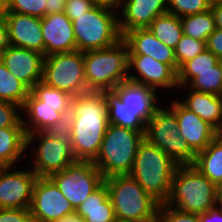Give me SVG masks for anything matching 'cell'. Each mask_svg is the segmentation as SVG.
I'll return each mask as SVG.
<instances>
[{
	"label": "cell",
	"mask_w": 222,
	"mask_h": 222,
	"mask_svg": "<svg viewBox=\"0 0 222 222\" xmlns=\"http://www.w3.org/2000/svg\"><path fill=\"white\" fill-rule=\"evenodd\" d=\"M20 113V106L0 100V128L24 127L22 123V114Z\"/></svg>",
	"instance_id": "74e56055"
},
{
	"label": "cell",
	"mask_w": 222,
	"mask_h": 222,
	"mask_svg": "<svg viewBox=\"0 0 222 222\" xmlns=\"http://www.w3.org/2000/svg\"><path fill=\"white\" fill-rule=\"evenodd\" d=\"M220 97H221V100H222V94L220 95ZM218 135H222V119H221V128L218 131Z\"/></svg>",
	"instance_id": "f5cc1de1"
},
{
	"label": "cell",
	"mask_w": 222,
	"mask_h": 222,
	"mask_svg": "<svg viewBox=\"0 0 222 222\" xmlns=\"http://www.w3.org/2000/svg\"><path fill=\"white\" fill-rule=\"evenodd\" d=\"M186 86L199 92L220 96L222 94V61L220 60L212 71L194 72V78Z\"/></svg>",
	"instance_id": "4dcf8cb0"
},
{
	"label": "cell",
	"mask_w": 222,
	"mask_h": 222,
	"mask_svg": "<svg viewBox=\"0 0 222 222\" xmlns=\"http://www.w3.org/2000/svg\"><path fill=\"white\" fill-rule=\"evenodd\" d=\"M30 89L9 72L0 59V100L14 103L22 108Z\"/></svg>",
	"instance_id": "f1b7e54d"
},
{
	"label": "cell",
	"mask_w": 222,
	"mask_h": 222,
	"mask_svg": "<svg viewBox=\"0 0 222 222\" xmlns=\"http://www.w3.org/2000/svg\"><path fill=\"white\" fill-rule=\"evenodd\" d=\"M24 127L0 128V167L15 166L26 160Z\"/></svg>",
	"instance_id": "d4e9b609"
},
{
	"label": "cell",
	"mask_w": 222,
	"mask_h": 222,
	"mask_svg": "<svg viewBox=\"0 0 222 222\" xmlns=\"http://www.w3.org/2000/svg\"><path fill=\"white\" fill-rule=\"evenodd\" d=\"M122 38L128 44V55H149L168 64L177 73L174 49L157 39L148 28L131 30Z\"/></svg>",
	"instance_id": "44dd1931"
},
{
	"label": "cell",
	"mask_w": 222,
	"mask_h": 222,
	"mask_svg": "<svg viewBox=\"0 0 222 222\" xmlns=\"http://www.w3.org/2000/svg\"><path fill=\"white\" fill-rule=\"evenodd\" d=\"M75 212L85 222H117L105 182L94 190Z\"/></svg>",
	"instance_id": "cb8c5ba5"
},
{
	"label": "cell",
	"mask_w": 222,
	"mask_h": 222,
	"mask_svg": "<svg viewBox=\"0 0 222 222\" xmlns=\"http://www.w3.org/2000/svg\"><path fill=\"white\" fill-rule=\"evenodd\" d=\"M168 107L175 113L179 135L197 154L204 150L217 136V130L186 108L179 99L171 100Z\"/></svg>",
	"instance_id": "2e32d148"
},
{
	"label": "cell",
	"mask_w": 222,
	"mask_h": 222,
	"mask_svg": "<svg viewBox=\"0 0 222 222\" xmlns=\"http://www.w3.org/2000/svg\"><path fill=\"white\" fill-rule=\"evenodd\" d=\"M179 165L165 152L144 139L138 147L129 175L160 204L167 201Z\"/></svg>",
	"instance_id": "7a4b0ae2"
},
{
	"label": "cell",
	"mask_w": 222,
	"mask_h": 222,
	"mask_svg": "<svg viewBox=\"0 0 222 222\" xmlns=\"http://www.w3.org/2000/svg\"><path fill=\"white\" fill-rule=\"evenodd\" d=\"M192 166L216 186L222 182V135L196 154Z\"/></svg>",
	"instance_id": "484cf974"
},
{
	"label": "cell",
	"mask_w": 222,
	"mask_h": 222,
	"mask_svg": "<svg viewBox=\"0 0 222 222\" xmlns=\"http://www.w3.org/2000/svg\"><path fill=\"white\" fill-rule=\"evenodd\" d=\"M71 107L75 112L71 148L77 161L93 162L109 125L106 91H88L73 96Z\"/></svg>",
	"instance_id": "6da1fadb"
},
{
	"label": "cell",
	"mask_w": 222,
	"mask_h": 222,
	"mask_svg": "<svg viewBox=\"0 0 222 222\" xmlns=\"http://www.w3.org/2000/svg\"><path fill=\"white\" fill-rule=\"evenodd\" d=\"M220 61L211 51L205 49L193 59L185 62L177 72V83L186 86L193 78L194 72L212 71L213 67Z\"/></svg>",
	"instance_id": "f546056e"
},
{
	"label": "cell",
	"mask_w": 222,
	"mask_h": 222,
	"mask_svg": "<svg viewBox=\"0 0 222 222\" xmlns=\"http://www.w3.org/2000/svg\"><path fill=\"white\" fill-rule=\"evenodd\" d=\"M44 56L77 50L72 21L62 13L46 14L41 18Z\"/></svg>",
	"instance_id": "d6986e66"
},
{
	"label": "cell",
	"mask_w": 222,
	"mask_h": 222,
	"mask_svg": "<svg viewBox=\"0 0 222 222\" xmlns=\"http://www.w3.org/2000/svg\"><path fill=\"white\" fill-rule=\"evenodd\" d=\"M207 49L222 61V29L216 28L208 37Z\"/></svg>",
	"instance_id": "b9f144b4"
},
{
	"label": "cell",
	"mask_w": 222,
	"mask_h": 222,
	"mask_svg": "<svg viewBox=\"0 0 222 222\" xmlns=\"http://www.w3.org/2000/svg\"><path fill=\"white\" fill-rule=\"evenodd\" d=\"M71 106L40 105V100L30 91L22 108V123L27 134L46 131L56 124L60 113Z\"/></svg>",
	"instance_id": "7402d4cb"
},
{
	"label": "cell",
	"mask_w": 222,
	"mask_h": 222,
	"mask_svg": "<svg viewBox=\"0 0 222 222\" xmlns=\"http://www.w3.org/2000/svg\"><path fill=\"white\" fill-rule=\"evenodd\" d=\"M217 186L192 165H179L166 205L186 213L201 214L216 206Z\"/></svg>",
	"instance_id": "5b68a950"
},
{
	"label": "cell",
	"mask_w": 222,
	"mask_h": 222,
	"mask_svg": "<svg viewBox=\"0 0 222 222\" xmlns=\"http://www.w3.org/2000/svg\"><path fill=\"white\" fill-rule=\"evenodd\" d=\"M29 149V154L26 152V159L28 162L32 161L31 169L38 177H49L77 161L71 143L51 137L45 131L26 135V151Z\"/></svg>",
	"instance_id": "9c48e42d"
},
{
	"label": "cell",
	"mask_w": 222,
	"mask_h": 222,
	"mask_svg": "<svg viewBox=\"0 0 222 222\" xmlns=\"http://www.w3.org/2000/svg\"><path fill=\"white\" fill-rule=\"evenodd\" d=\"M153 89L126 81L113 91H106L108 110H128L137 112L146 122L163 103Z\"/></svg>",
	"instance_id": "4fadbf2b"
},
{
	"label": "cell",
	"mask_w": 222,
	"mask_h": 222,
	"mask_svg": "<svg viewBox=\"0 0 222 222\" xmlns=\"http://www.w3.org/2000/svg\"><path fill=\"white\" fill-rule=\"evenodd\" d=\"M165 106L162 103L148 120L144 139L165 152L178 165H192L196 153L179 135L175 113L166 104Z\"/></svg>",
	"instance_id": "ba28073f"
},
{
	"label": "cell",
	"mask_w": 222,
	"mask_h": 222,
	"mask_svg": "<svg viewBox=\"0 0 222 222\" xmlns=\"http://www.w3.org/2000/svg\"><path fill=\"white\" fill-rule=\"evenodd\" d=\"M30 91L40 100V105L71 106L72 97L69 93L38 82Z\"/></svg>",
	"instance_id": "1f68e13d"
},
{
	"label": "cell",
	"mask_w": 222,
	"mask_h": 222,
	"mask_svg": "<svg viewBox=\"0 0 222 222\" xmlns=\"http://www.w3.org/2000/svg\"><path fill=\"white\" fill-rule=\"evenodd\" d=\"M6 12V0H0V18L5 16Z\"/></svg>",
	"instance_id": "f907efd6"
},
{
	"label": "cell",
	"mask_w": 222,
	"mask_h": 222,
	"mask_svg": "<svg viewBox=\"0 0 222 222\" xmlns=\"http://www.w3.org/2000/svg\"><path fill=\"white\" fill-rule=\"evenodd\" d=\"M216 207L222 211V182L217 185L216 189Z\"/></svg>",
	"instance_id": "681fc988"
},
{
	"label": "cell",
	"mask_w": 222,
	"mask_h": 222,
	"mask_svg": "<svg viewBox=\"0 0 222 222\" xmlns=\"http://www.w3.org/2000/svg\"><path fill=\"white\" fill-rule=\"evenodd\" d=\"M183 34L198 41L207 42L210 34L216 29L211 9L193 15L181 17Z\"/></svg>",
	"instance_id": "83f0119b"
},
{
	"label": "cell",
	"mask_w": 222,
	"mask_h": 222,
	"mask_svg": "<svg viewBox=\"0 0 222 222\" xmlns=\"http://www.w3.org/2000/svg\"><path fill=\"white\" fill-rule=\"evenodd\" d=\"M77 50L85 52L110 47L122 39L118 10L96 5L72 20Z\"/></svg>",
	"instance_id": "52a82bcc"
},
{
	"label": "cell",
	"mask_w": 222,
	"mask_h": 222,
	"mask_svg": "<svg viewBox=\"0 0 222 222\" xmlns=\"http://www.w3.org/2000/svg\"><path fill=\"white\" fill-rule=\"evenodd\" d=\"M45 3V15L62 13L65 9L66 0H46Z\"/></svg>",
	"instance_id": "ee69618b"
},
{
	"label": "cell",
	"mask_w": 222,
	"mask_h": 222,
	"mask_svg": "<svg viewBox=\"0 0 222 222\" xmlns=\"http://www.w3.org/2000/svg\"><path fill=\"white\" fill-rule=\"evenodd\" d=\"M168 12L167 0H123L118 9L122 37L134 29L148 28L159 15Z\"/></svg>",
	"instance_id": "ac0fdd59"
},
{
	"label": "cell",
	"mask_w": 222,
	"mask_h": 222,
	"mask_svg": "<svg viewBox=\"0 0 222 222\" xmlns=\"http://www.w3.org/2000/svg\"><path fill=\"white\" fill-rule=\"evenodd\" d=\"M49 178L75 211L104 182L101 172L91 161H76L65 170L51 174Z\"/></svg>",
	"instance_id": "8fae6325"
},
{
	"label": "cell",
	"mask_w": 222,
	"mask_h": 222,
	"mask_svg": "<svg viewBox=\"0 0 222 222\" xmlns=\"http://www.w3.org/2000/svg\"><path fill=\"white\" fill-rule=\"evenodd\" d=\"M214 16L215 27L222 29V3H215L210 6Z\"/></svg>",
	"instance_id": "bcb514c9"
},
{
	"label": "cell",
	"mask_w": 222,
	"mask_h": 222,
	"mask_svg": "<svg viewBox=\"0 0 222 222\" xmlns=\"http://www.w3.org/2000/svg\"><path fill=\"white\" fill-rule=\"evenodd\" d=\"M205 49H207L205 41H198L183 34L174 48L175 59L177 62V72L185 62L193 59Z\"/></svg>",
	"instance_id": "d6a6232c"
},
{
	"label": "cell",
	"mask_w": 222,
	"mask_h": 222,
	"mask_svg": "<svg viewBox=\"0 0 222 222\" xmlns=\"http://www.w3.org/2000/svg\"><path fill=\"white\" fill-rule=\"evenodd\" d=\"M158 219L159 222H199V214L186 213L163 203L159 207Z\"/></svg>",
	"instance_id": "f35d334b"
},
{
	"label": "cell",
	"mask_w": 222,
	"mask_h": 222,
	"mask_svg": "<svg viewBox=\"0 0 222 222\" xmlns=\"http://www.w3.org/2000/svg\"><path fill=\"white\" fill-rule=\"evenodd\" d=\"M128 81L156 92L161 88L178 89L177 73L168 64L149 55H128Z\"/></svg>",
	"instance_id": "9a60e30c"
},
{
	"label": "cell",
	"mask_w": 222,
	"mask_h": 222,
	"mask_svg": "<svg viewBox=\"0 0 222 222\" xmlns=\"http://www.w3.org/2000/svg\"><path fill=\"white\" fill-rule=\"evenodd\" d=\"M129 48L122 38L116 44L84 52V72L89 91H113L128 81Z\"/></svg>",
	"instance_id": "3957f363"
},
{
	"label": "cell",
	"mask_w": 222,
	"mask_h": 222,
	"mask_svg": "<svg viewBox=\"0 0 222 222\" xmlns=\"http://www.w3.org/2000/svg\"><path fill=\"white\" fill-rule=\"evenodd\" d=\"M0 222H34L29 209H0Z\"/></svg>",
	"instance_id": "60d3db41"
},
{
	"label": "cell",
	"mask_w": 222,
	"mask_h": 222,
	"mask_svg": "<svg viewBox=\"0 0 222 222\" xmlns=\"http://www.w3.org/2000/svg\"><path fill=\"white\" fill-rule=\"evenodd\" d=\"M96 4L91 0H67L64 13L72 21L75 16H81L94 8Z\"/></svg>",
	"instance_id": "ab89813d"
},
{
	"label": "cell",
	"mask_w": 222,
	"mask_h": 222,
	"mask_svg": "<svg viewBox=\"0 0 222 222\" xmlns=\"http://www.w3.org/2000/svg\"><path fill=\"white\" fill-rule=\"evenodd\" d=\"M29 210L34 222H54L75 213L71 203L49 177H38Z\"/></svg>",
	"instance_id": "5bb4252c"
},
{
	"label": "cell",
	"mask_w": 222,
	"mask_h": 222,
	"mask_svg": "<svg viewBox=\"0 0 222 222\" xmlns=\"http://www.w3.org/2000/svg\"><path fill=\"white\" fill-rule=\"evenodd\" d=\"M42 82L71 96L86 93L84 52L79 50L44 57Z\"/></svg>",
	"instance_id": "30bf717a"
},
{
	"label": "cell",
	"mask_w": 222,
	"mask_h": 222,
	"mask_svg": "<svg viewBox=\"0 0 222 222\" xmlns=\"http://www.w3.org/2000/svg\"><path fill=\"white\" fill-rule=\"evenodd\" d=\"M117 222H145L158 219L160 203L129 174L104 179Z\"/></svg>",
	"instance_id": "277c9868"
},
{
	"label": "cell",
	"mask_w": 222,
	"mask_h": 222,
	"mask_svg": "<svg viewBox=\"0 0 222 222\" xmlns=\"http://www.w3.org/2000/svg\"><path fill=\"white\" fill-rule=\"evenodd\" d=\"M75 121V112L70 107L60 113V118L56 124L49 127L45 132L51 137L58 138L61 141L71 143L72 127Z\"/></svg>",
	"instance_id": "e575fe53"
},
{
	"label": "cell",
	"mask_w": 222,
	"mask_h": 222,
	"mask_svg": "<svg viewBox=\"0 0 222 222\" xmlns=\"http://www.w3.org/2000/svg\"><path fill=\"white\" fill-rule=\"evenodd\" d=\"M9 47L8 27L5 18H0V56Z\"/></svg>",
	"instance_id": "f6af8a7d"
},
{
	"label": "cell",
	"mask_w": 222,
	"mask_h": 222,
	"mask_svg": "<svg viewBox=\"0 0 222 222\" xmlns=\"http://www.w3.org/2000/svg\"><path fill=\"white\" fill-rule=\"evenodd\" d=\"M208 2L212 5L215 3H222V0H208Z\"/></svg>",
	"instance_id": "816d5d0a"
},
{
	"label": "cell",
	"mask_w": 222,
	"mask_h": 222,
	"mask_svg": "<svg viewBox=\"0 0 222 222\" xmlns=\"http://www.w3.org/2000/svg\"><path fill=\"white\" fill-rule=\"evenodd\" d=\"M54 222H85V220L81 218L80 216H78V214L75 212L74 214L67 215Z\"/></svg>",
	"instance_id": "c3c4849f"
},
{
	"label": "cell",
	"mask_w": 222,
	"mask_h": 222,
	"mask_svg": "<svg viewBox=\"0 0 222 222\" xmlns=\"http://www.w3.org/2000/svg\"><path fill=\"white\" fill-rule=\"evenodd\" d=\"M148 29L157 39L173 49L183 36L180 17L168 12L157 16Z\"/></svg>",
	"instance_id": "4316f807"
},
{
	"label": "cell",
	"mask_w": 222,
	"mask_h": 222,
	"mask_svg": "<svg viewBox=\"0 0 222 222\" xmlns=\"http://www.w3.org/2000/svg\"><path fill=\"white\" fill-rule=\"evenodd\" d=\"M9 45L26 48L44 54V38L41 18L5 12Z\"/></svg>",
	"instance_id": "ffe728a7"
},
{
	"label": "cell",
	"mask_w": 222,
	"mask_h": 222,
	"mask_svg": "<svg viewBox=\"0 0 222 222\" xmlns=\"http://www.w3.org/2000/svg\"><path fill=\"white\" fill-rule=\"evenodd\" d=\"M145 131H136L109 123L93 164L103 178L129 174Z\"/></svg>",
	"instance_id": "8992f818"
},
{
	"label": "cell",
	"mask_w": 222,
	"mask_h": 222,
	"mask_svg": "<svg viewBox=\"0 0 222 222\" xmlns=\"http://www.w3.org/2000/svg\"><path fill=\"white\" fill-rule=\"evenodd\" d=\"M45 2L46 0H6V12L43 18L45 16Z\"/></svg>",
	"instance_id": "8d00e7d4"
},
{
	"label": "cell",
	"mask_w": 222,
	"mask_h": 222,
	"mask_svg": "<svg viewBox=\"0 0 222 222\" xmlns=\"http://www.w3.org/2000/svg\"><path fill=\"white\" fill-rule=\"evenodd\" d=\"M210 6L208 0H167L168 13L180 18L209 10Z\"/></svg>",
	"instance_id": "836d02e7"
},
{
	"label": "cell",
	"mask_w": 222,
	"mask_h": 222,
	"mask_svg": "<svg viewBox=\"0 0 222 222\" xmlns=\"http://www.w3.org/2000/svg\"><path fill=\"white\" fill-rule=\"evenodd\" d=\"M178 90H182L184 93L189 91L187 95L183 94V92L180 93L185 95V98L181 97L179 101L201 119L208 122L218 132L221 128L222 119L221 97L210 93L199 92L187 86H179Z\"/></svg>",
	"instance_id": "603a6c76"
},
{
	"label": "cell",
	"mask_w": 222,
	"mask_h": 222,
	"mask_svg": "<svg viewBox=\"0 0 222 222\" xmlns=\"http://www.w3.org/2000/svg\"><path fill=\"white\" fill-rule=\"evenodd\" d=\"M44 57L39 52L9 45L0 59L11 74L31 89L42 81Z\"/></svg>",
	"instance_id": "e0dca14e"
},
{
	"label": "cell",
	"mask_w": 222,
	"mask_h": 222,
	"mask_svg": "<svg viewBox=\"0 0 222 222\" xmlns=\"http://www.w3.org/2000/svg\"><path fill=\"white\" fill-rule=\"evenodd\" d=\"M109 123L131 128L136 131H145L147 122L135 111L108 110Z\"/></svg>",
	"instance_id": "d590c367"
},
{
	"label": "cell",
	"mask_w": 222,
	"mask_h": 222,
	"mask_svg": "<svg viewBox=\"0 0 222 222\" xmlns=\"http://www.w3.org/2000/svg\"><path fill=\"white\" fill-rule=\"evenodd\" d=\"M199 222H222V211L216 206L199 214Z\"/></svg>",
	"instance_id": "7bdbcfd3"
},
{
	"label": "cell",
	"mask_w": 222,
	"mask_h": 222,
	"mask_svg": "<svg viewBox=\"0 0 222 222\" xmlns=\"http://www.w3.org/2000/svg\"><path fill=\"white\" fill-rule=\"evenodd\" d=\"M91 1H93L96 5L108 6L116 10H118L123 3V0H91Z\"/></svg>",
	"instance_id": "7dc6e473"
},
{
	"label": "cell",
	"mask_w": 222,
	"mask_h": 222,
	"mask_svg": "<svg viewBox=\"0 0 222 222\" xmlns=\"http://www.w3.org/2000/svg\"><path fill=\"white\" fill-rule=\"evenodd\" d=\"M145 222H159V219H150V220L145 221Z\"/></svg>",
	"instance_id": "db71d44e"
},
{
	"label": "cell",
	"mask_w": 222,
	"mask_h": 222,
	"mask_svg": "<svg viewBox=\"0 0 222 222\" xmlns=\"http://www.w3.org/2000/svg\"><path fill=\"white\" fill-rule=\"evenodd\" d=\"M17 167H0V209L30 208L38 176L30 167L22 170Z\"/></svg>",
	"instance_id": "7c38bea8"
}]
</instances>
